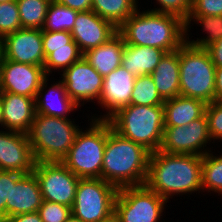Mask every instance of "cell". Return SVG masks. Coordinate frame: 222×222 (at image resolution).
<instances>
[{"instance_id": "6da1fadb", "label": "cell", "mask_w": 222, "mask_h": 222, "mask_svg": "<svg viewBox=\"0 0 222 222\" xmlns=\"http://www.w3.org/2000/svg\"><path fill=\"white\" fill-rule=\"evenodd\" d=\"M201 174L202 156L158 150L150 154L145 185L169 203L173 196L202 193Z\"/></svg>"}, {"instance_id": "7a4b0ae2", "label": "cell", "mask_w": 222, "mask_h": 222, "mask_svg": "<svg viewBox=\"0 0 222 222\" xmlns=\"http://www.w3.org/2000/svg\"><path fill=\"white\" fill-rule=\"evenodd\" d=\"M151 152L123 137L106 120V146L101 179L120 189L145 185Z\"/></svg>"}, {"instance_id": "3957f363", "label": "cell", "mask_w": 222, "mask_h": 222, "mask_svg": "<svg viewBox=\"0 0 222 222\" xmlns=\"http://www.w3.org/2000/svg\"><path fill=\"white\" fill-rule=\"evenodd\" d=\"M141 6L118 28L125 44L148 46L171 52L186 42V25L181 18Z\"/></svg>"}, {"instance_id": "277c9868", "label": "cell", "mask_w": 222, "mask_h": 222, "mask_svg": "<svg viewBox=\"0 0 222 222\" xmlns=\"http://www.w3.org/2000/svg\"><path fill=\"white\" fill-rule=\"evenodd\" d=\"M75 121L74 118L35 114L27 134L36 162L62 161L67 156L82 128Z\"/></svg>"}, {"instance_id": "5b68a950", "label": "cell", "mask_w": 222, "mask_h": 222, "mask_svg": "<svg viewBox=\"0 0 222 222\" xmlns=\"http://www.w3.org/2000/svg\"><path fill=\"white\" fill-rule=\"evenodd\" d=\"M112 128L151 153L159 150L164 131V107L129 104L109 119Z\"/></svg>"}, {"instance_id": "8992f818", "label": "cell", "mask_w": 222, "mask_h": 222, "mask_svg": "<svg viewBox=\"0 0 222 222\" xmlns=\"http://www.w3.org/2000/svg\"><path fill=\"white\" fill-rule=\"evenodd\" d=\"M87 117V127L82 126L61 162L80 179L101 178L106 146V120Z\"/></svg>"}, {"instance_id": "52a82bcc", "label": "cell", "mask_w": 222, "mask_h": 222, "mask_svg": "<svg viewBox=\"0 0 222 222\" xmlns=\"http://www.w3.org/2000/svg\"><path fill=\"white\" fill-rule=\"evenodd\" d=\"M180 96L215 101V70L206 48L185 42L179 48Z\"/></svg>"}, {"instance_id": "ba28073f", "label": "cell", "mask_w": 222, "mask_h": 222, "mask_svg": "<svg viewBox=\"0 0 222 222\" xmlns=\"http://www.w3.org/2000/svg\"><path fill=\"white\" fill-rule=\"evenodd\" d=\"M118 188L101 178L80 179L71 214L83 222H106L114 217Z\"/></svg>"}, {"instance_id": "9c48e42d", "label": "cell", "mask_w": 222, "mask_h": 222, "mask_svg": "<svg viewBox=\"0 0 222 222\" xmlns=\"http://www.w3.org/2000/svg\"><path fill=\"white\" fill-rule=\"evenodd\" d=\"M167 203L146 185L123 187L118 190L114 217L118 222H166Z\"/></svg>"}, {"instance_id": "30bf717a", "label": "cell", "mask_w": 222, "mask_h": 222, "mask_svg": "<svg viewBox=\"0 0 222 222\" xmlns=\"http://www.w3.org/2000/svg\"><path fill=\"white\" fill-rule=\"evenodd\" d=\"M212 143L208 118L204 113L200 118L195 119L188 125L165 126L159 150L168 154L203 156L209 151H213Z\"/></svg>"}, {"instance_id": "8fae6325", "label": "cell", "mask_w": 222, "mask_h": 222, "mask_svg": "<svg viewBox=\"0 0 222 222\" xmlns=\"http://www.w3.org/2000/svg\"><path fill=\"white\" fill-rule=\"evenodd\" d=\"M33 173L43 200L72 207L80 178L61 161L35 162Z\"/></svg>"}, {"instance_id": "7c38bea8", "label": "cell", "mask_w": 222, "mask_h": 222, "mask_svg": "<svg viewBox=\"0 0 222 222\" xmlns=\"http://www.w3.org/2000/svg\"><path fill=\"white\" fill-rule=\"evenodd\" d=\"M61 76V77H60ZM59 78L69 97L79 106L95 101L100 102L104 77L83 57L60 74Z\"/></svg>"}, {"instance_id": "4fadbf2b", "label": "cell", "mask_w": 222, "mask_h": 222, "mask_svg": "<svg viewBox=\"0 0 222 222\" xmlns=\"http://www.w3.org/2000/svg\"><path fill=\"white\" fill-rule=\"evenodd\" d=\"M46 77L43 66L17 63L3 58L0 64V92L36 99Z\"/></svg>"}, {"instance_id": "5bb4252c", "label": "cell", "mask_w": 222, "mask_h": 222, "mask_svg": "<svg viewBox=\"0 0 222 222\" xmlns=\"http://www.w3.org/2000/svg\"><path fill=\"white\" fill-rule=\"evenodd\" d=\"M135 76L122 66L104 77L100 102V115L91 112V118L108 120L120 108L130 104V98L135 83ZM105 109V110H104Z\"/></svg>"}, {"instance_id": "9a60e30c", "label": "cell", "mask_w": 222, "mask_h": 222, "mask_svg": "<svg viewBox=\"0 0 222 222\" xmlns=\"http://www.w3.org/2000/svg\"><path fill=\"white\" fill-rule=\"evenodd\" d=\"M3 58L17 63L43 66L42 29L21 28L3 39Z\"/></svg>"}, {"instance_id": "2e32d148", "label": "cell", "mask_w": 222, "mask_h": 222, "mask_svg": "<svg viewBox=\"0 0 222 222\" xmlns=\"http://www.w3.org/2000/svg\"><path fill=\"white\" fill-rule=\"evenodd\" d=\"M35 162L27 133L0 129V170L27 174Z\"/></svg>"}, {"instance_id": "e0dca14e", "label": "cell", "mask_w": 222, "mask_h": 222, "mask_svg": "<svg viewBox=\"0 0 222 222\" xmlns=\"http://www.w3.org/2000/svg\"><path fill=\"white\" fill-rule=\"evenodd\" d=\"M70 33L73 41L84 54L87 50L107 42L117 33V28L111 22L89 10L78 12Z\"/></svg>"}, {"instance_id": "ac0fdd59", "label": "cell", "mask_w": 222, "mask_h": 222, "mask_svg": "<svg viewBox=\"0 0 222 222\" xmlns=\"http://www.w3.org/2000/svg\"><path fill=\"white\" fill-rule=\"evenodd\" d=\"M51 79H53V81H51ZM50 81L53 83L50 84ZM35 105L36 114H43L46 116L59 118H70L71 114L75 115L74 112L81 109L69 97L63 82L60 79H55L54 77L52 78V76L51 78L47 76L42 81L35 99Z\"/></svg>"}, {"instance_id": "d6986e66", "label": "cell", "mask_w": 222, "mask_h": 222, "mask_svg": "<svg viewBox=\"0 0 222 222\" xmlns=\"http://www.w3.org/2000/svg\"><path fill=\"white\" fill-rule=\"evenodd\" d=\"M2 102V128L28 133L36 114L35 98L0 92Z\"/></svg>"}, {"instance_id": "ffe728a7", "label": "cell", "mask_w": 222, "mask_h": 222, "mask_svg": "<svg viewBox=\"0 0 222 222\" xmlns=\"http://www.w3.org/2000/svg\"><path fill=\"white\" fill-rule=\"evenodd\" d=\"M43 196L33 171L22 174L11 183L10 202H6V219L19 214L36 212L42 205Z\"/></svg>"}, {"instance_id": "44dd1931", "label": "cell", "mask_w": 222, "mask_h": 222, "mask_svg": "<svg viewBox=\"0 0 222 222\" xmlns=\"http://www.w3.org/2000/svg\"><path fill=\"white\" fill-rule=\"evenodd\" d=\"M150 75L164 101L180 96L179 49L166 52Z\"/></svg>"}, {"instance_id": "7402d4cb", "label": "cell", "mask_w": 222, "mask_h": 222, "mask_svg": "<svg viewBox=\"0 0 222 222\" xmlns=\"http://www.w3.org/2000/svg\"><path fill=\"white\" fill-rule=\"evenodd\" d=\"M125 42L117 32L101 46L87 50L83 58L103 77L121 66Z\"/></svg>"}, {"instance_id": "603a6c76", "label": "cell", "mask_w": 222, "mask_h": 222, "mask_svg": "<svg viewBox=\"0 0 222 222\" xmlns=\"http://www.w3.org/2000/svg\"><path fill=\"white\" fill-rule=\"evenodd\" d=\"M166 51L148 46L124 45L121 66L135 77L150 75Z\"/></svg>"}, {"instance_id": "cb8c5ba5", "label": "cell", "mask_w": 222, "mask_h": 222, "mask_svg": "<svg viewBox=\"0 0 222 222\" xmlns=\"http://www.w3.org/2000/svg\"><path fill=\"white\" fill-rule=\"evenodd\" d=\"M200 99L177 96L164 101V126H184L200 118L206 109Z\"/></svg>"}, {"instance_id": "d4e9b609", "label": "cell", "mask_w": 222, "mask_h": 222, "mask_svg": "<svg viewBox=\"0 0 222 222\" xmlns=\"http://www.w3.org/2000/svg\"><path fill=\"white\" fill-rule=\"evenodd\" d=\"M196 24L197 26H201L202 32L206 34L203 38H195L192 33L190 32L192 25ZM186 25V42L190 45L200 47V48H206L213 42L219 40L222 38V15H189L187 20L185 21ZM192 35V36H191ZM191 36V37H190ZM190 37V38H189Z\"/></svg>"}, {"instance_id": "484cf974", "label": "cell", "mask_w": 222, "mask_h": 222, "mask_svg": "<svg viewBox=\"0 0 222 222\" xmlns=\"http://www.w3.org/2000/svg\"><path fill=\"white\" fill-rule=\"evenodd\" d=\"M139 0H92L91 10L118 28L140 6Z\"/></svg>"}, {"instance_id": "4316f807", "label": "cell", "mask_w": 222, "mask_h": 222, "mask_svg": "<svg viewBox=\"0 0 222 222\" xmlns=\"http://www.w3.org/2000/svg\"><path fill=\"white\" fill-rule=\"evenodd\" d=\"M222 152V151H221ZM209 151L202 156V188L203 193L222 196V153ZM218 155V156H217Z\"/></svg>"}, {"instance_id": "83f0119b", "label": "cell", "mask_w": 222, "mask_h": 222, "mask_svg": "<svg viewBox=\"0 0 222 222\" xmlns=\"http://www.w3.org/2000/svg\"><path fill=\"white\" fill-rule=\"evenodd\" d=\"M78 11L68 8L52 0L47 9V14L42 30L49 32H71Z\"/></svg>"}, {"instance_id": "f1b7e54d", "label": "cell", "mask_w": 222, "mask_h": 222, "mask_svg": "<svg viewBox=\"0 0 222 222\" xmlns=\"http://www.w3.org/2000/svg\"><path fill=\"white\" fill-rule=\"evenodd\" d=\"M52 0H16L22 28L42 29Z\"/></svg>"}, {"instance_id": "f546056e", "label": "cell", "mask_w": 222, "mask_h": 222, "mask_svg": "<svg viewBox=\"0 0 222 222\" xmlns=\"http://www.w3.org/2000/svg\"><path fill=\"white\" fill-rule=\"evenodd\" d=\"M130 104L163 106L164 100L159 95L151 75H142L135 78Z\"/></svg>"}, {"instance_id": "4dcf8cb0", "label": "cell", "mask_w": 222, "mask_h": 222, "mask_svg": "<svg viewBox=\"0 0 222 222\" xmlns=\"http://www.w3.org/2000/svg\"><path fill=\"white\" fill-rule=\"evenodd\" d=\"M83 53L79 48L51 49V53L45 58L44 71L46 76H54L53 72L61 74L73 63L79 61Z\"/></svg>"}, {"instance_id": "1f68e13d", "label": "cell", "mask_w": 222, "mask_h": 222, "mask_svg": "<svg viewBox=\"0 0 222 222\" xmlns=\"http://www.w3.org/2000/svg\"><path fill=\"white\" fill-rule=\"evenodd\" d=\"M22 28L16 0L0 3V39Z\"/></svg>"}, {"instance_id": "d6a6232c", "label": "cell", "mask_w": 222, "mask_h": 222, "mask_svg": "<svg viewBox=\"0 0 222 222\" xmlns=\"http://www.w3.org/2000/svg\"><path fill=\"white\" fill-rule=\"evenodd\" d=\"M42 40L45 58L51 53V49L79 48L69 31L49 32L42 30Z\"/></svg>"}, {"instance_id": "836d02e7", "label": "cell", "mask_w": 222, "mask_h": 222, "mask_svg": "<svg viewBox=\"0 0 222 222\" xmlns=\"http://www.w3.org/2000/svg\"><path fill=\"white\" fill-rule=\"evenodd\" d=\"M156 4L154 7L149 10L164 13V14H171L175 15L182 20L186 21L189 17L192 8V1L193 0H154ZM156 5V7H155ZM158 5V6H157Z\"/></svg>"}, {"instance_id": "e575fe53", "label": "cell", "mask_w": 222, "mask_h": 222, "mask_svg": "<svg viewBox=\"0 0 222 222\" xmlns=\"http://www.w3.org/2000/svg\"><path fill=\"white\" fill-rule=\"evenodd\" d=\"M205 114L208 118L209 134L215 142H222V103L213 101L206 105Z\"/></svg>"}, {"instance_id": "d590c367", "label": "cell", "mask_w": 222, "mask_h": 222, "mask_svg": "<svg viewBox=\"0 0 222 222\" xmlns=\"http://www.w3.org/2000/svg\"><path fill=\"white\" fill-rule=\"evenodd\" d=\"M38 213L43 222H64L71 214V207L43 200Z\"/></svg>"}, {"instance_id": "8d00e7d4", "label": "cell", "mask_w": 222, "mask_h": 222, "mask_svg": "<svg viewBox=\"0 0 222 222\" xmlns=\"http://www.w3.org/2000/svg\"><path fill=\"white\" fill-rule=\"evenodd\" d=\"M21 175L14 171L0 170V218L6 219V202H10L11 183H16Z\"/></svg>"}, {"instance_id": "74e56055", "label": "cell", "mask_w": 222, "mask_h": 222, "mask_svg": "<svg viewBox=\"0 0 222 222\" xmlns=\"http://www.w3.org/2000/svg\"><path fill=\"white\" fill-rule=\"evenodd\" d=\"M189 15H222V0H193Z\"/></svg>"}, {"instance_id": "f35d334b", "label": "cell", "mask_w": 222, "mask_h": 222, "mask_svg": "<svg viewBox=\"0 0 222 222\" xmlns=\"http://www.w3.org/2000/svg\"><path fill=\"white\" fill-rule=\"evenodd\" d=\"M216 68H222V38L206 47Z\"/></svg>"}, {"instance_id": "ab89813d", "label": "cell", "mask_w": 222, "mask_h": 222, "mask_svg": "<svg viewBox=\"0 0 222 222\" xmlns=\"http://www.w3.org/2000/svg\"><path fill=\"white\" fill-rule=\"evenodd\" d=\"M55 2L67 6L73 10L89 11L92 7V0H54Z\"/></svg>"}, {"instance_id": "60d3db41", "label": "cell", "mask_w": 222, "mask_h": 222, "mask_svg": "<svg viewBox=\"0 0 222 222\" xmlns=\"http://www.w3.org/2000/svg\"><path fill=\"white\" fill-rule=\"evenodd\" d=\"M5 222H43L38 211L19 214L5 219Z\"/></svg>"}, {"instance_id": "b9f144b4", "label": "cell", "mask_w": 222, "mask_h": 222, "mask_svg": "<svg viewBox=\"0 0 222 222\" xmlns=\"http://www.w3.org/2000/svg\"><path fill=\"white\" fill-rule=\"evenodd\" d=\"M215 101L222 103V68L215 70Z\"/></svg>"}, {"instance_id": "7bdbcfd3", "label": "cell", "mask_w": 222, "mask_h": 222, "mask_svg": "<svg viewBox=\"0 0 222 222\" xmlns=\"http://www.w3.org/2000/svg\"><path fill=\"white\" fill-rule=\"evenodd\" d=\"M64 222H83L80 218L75 217L73 214H70L69 217Z\"/></svg>"}, {"instance_id": "ee69618b", "label": "cell", "mask_w": 222, "mask_h": 222, "mask_svg": "<svg viewBox=\"0 0 222 222\" xmlns=\"http://www.w3.org/2000/svg\"><path fill=\"white\" fill-rule=\"evenodd\" d=\"M3 59V41L2 39H0V64L2 62Z\"/></svg>"}, {"instance_id": "f6af8a7d", "label": "cell", "mask_w": 222, "mask_h": 222, "mask_svg": "<svg viewBox=\"0 0 222 222\" xmlns=\"http://www.w3.org/2000/svg\"><path fill=\"white\" fill-rule=\"evenodd\" d=\"M2 127V102L0 98V128Z\"/></svg>"}, {"instance_id": "bcb514c9", "label": "cell", "mask_w": 222, "mask_h": 222, "mask_svg": "<svg viewBox=\"0 0 222 222\" xmlns=\"http://www.w3.org/2000/svg\"><path fill=\"white\" fill-rule=\"evenodd\" d=\"M106 222H118V221H117V219L115 217H112L110 220H108Z\"/></svg>"}, {"instance_id": "7dc6e473", "label": "cell", "mask_w": 222, "mask_h": 222, "mask_svg": "<svg viewBox=\"0 0 222 222\" xmlns=\"http://www.w3.org/2000/svg\"><path fill=\"white\" fill-rule=\"evenodd\" d=\"M8 1H11V0H0V3H4V2H8Z\"/></svg>"}, {"instance_id": "c3c4849f", "label": "cell", "mask_w": 222, "mask_h": 222, "mask_svg": "<svg viewBox=\"0 0 222 222\" xmlns=\"http://www.w3.org/2000/svg\"><path fill=\"white\" fill-rule=\"evenodd\" d=\"M0 222H5V219H3V218H0Z\"/></svg>"}]
</instances>
